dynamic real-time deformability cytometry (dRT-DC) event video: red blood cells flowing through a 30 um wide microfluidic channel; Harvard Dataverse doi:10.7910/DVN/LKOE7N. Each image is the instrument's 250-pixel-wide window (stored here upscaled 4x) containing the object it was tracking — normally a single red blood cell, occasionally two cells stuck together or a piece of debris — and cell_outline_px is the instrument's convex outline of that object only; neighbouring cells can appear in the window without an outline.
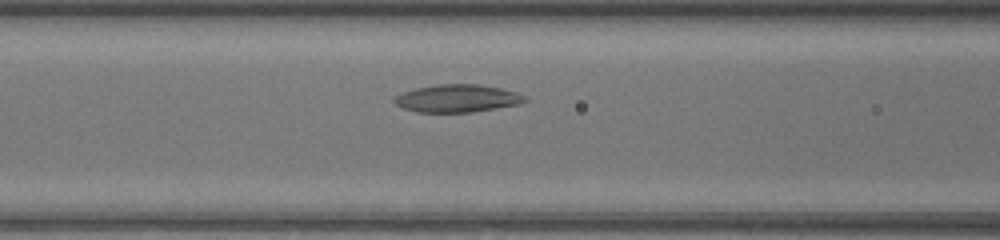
{"species": "common noctule bat (a hibernating species)", "species_latin": "Nyctalus noctula", "temperature_condition": "warm", "stored_images_in_passage": 34, "camera_frame_rate_fps": 3000, "um_per_image_px": 0.085, "animal": {"sex": "female", "body_mass_g": 17.0, "forearm_length_mm": 48.0}, "frame": {"image": 1, "passage_image": 8, "time_ms": 2.333, "image_size_px": [1000, 240], "cell_outline_px": [[528, 100], [520, 104], [472, 112], [416, 112], [404, 108], [396, 104], [392, 100], [392, 96], [416, 88], [436, 84], [480, 84], [500, 88], [516, 92], [524, 96]], "centroid_in_image_um": [38.85, 8.36], "position_along_channel_um": 127.8, "area_um2": 21.1}}
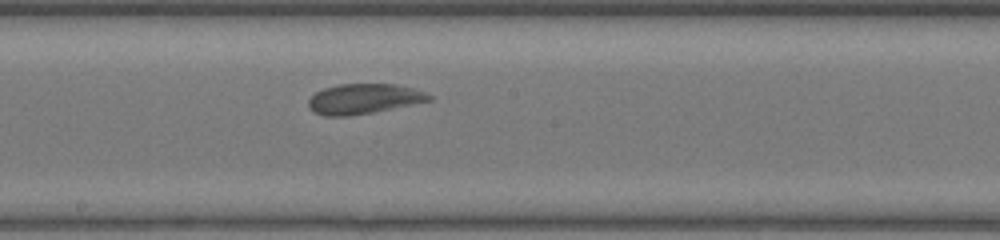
{"frame": {"image": 2, "passage_image": 14, "time_ms": 4.333, "image_size_px": [1000, 240], "cell_outline_px": [[432, 100], [372, 112], [348, 116], [324, 116], [312, 112], [308, 108], [308, 100], [316, 92], [324, 88], [340, 84], [396, 84], [412, 88], [424, 92], [432, 96]], "centroid_in_image_um": [30.87, 8.4], "position_along_channel_um": 217.3, "area_um2": 21.04}}
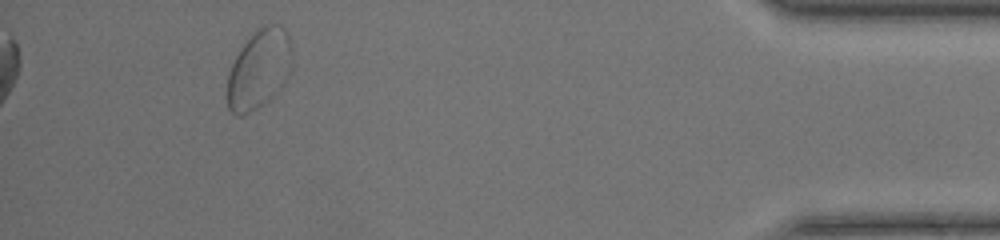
{"frame": {"image": 3, "passage_image": 31, "time_ms": 10.0, "image_size_px": [1000, 240], "cell_outline_px": [[288, 48], [268, 96], [256, 108], [244, 116], [240, 116], [232, 112], [228, 108], [228, 72], [240, 48], [252, 32], [268, 24], [272, 24], [284, 28], [288, 36]], "centroid_in_image_um": [21.77, 5.83], "position_along_channel_um": 413.4, "area_um2": 26.3}}